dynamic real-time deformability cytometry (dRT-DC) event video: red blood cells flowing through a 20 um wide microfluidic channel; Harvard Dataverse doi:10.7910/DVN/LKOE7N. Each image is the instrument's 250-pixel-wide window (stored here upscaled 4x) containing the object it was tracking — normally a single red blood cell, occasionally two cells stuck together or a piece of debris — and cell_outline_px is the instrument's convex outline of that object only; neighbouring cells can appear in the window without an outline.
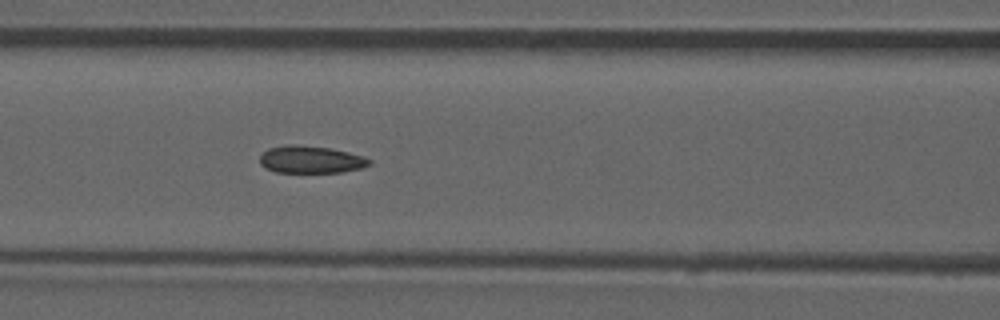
{"species": "common noctule bat (a hibernating species)", "species_latin": "Nyctalus noctula", "temperature_condition": "room temperature", "stored_images_in_passage": 33, "camera_frame_rate_fps": 3000, "um_per_image_px": 0.085, "animal": {"sex": "male", "forearm_length_mm": 52.5}, "frame": {"image": 1, "passage_image": 10, "time_ms": 3.0, "image_size_px": [1000, 320], "cell_outline_px": [[372, 164], [360, 168], [340, 172], [276, 172], [264, 168], [260, 164], [260, 156], [268, 148], [288, 144], [292, 144], [332, 148], [364, 156], [372, 160]], "centroid_in_image_um": [26.42, 13.55], "position_along_channel_um": 140.2, "area_um2": 17.51}, "authors_computed_cell_mechanics": {"area_um2": 17.6868, "velocity_mm_per_s": 3.8765, "shape_relaxation_time_tau1_ms": null, "shape_relaxation_time_tau2_ms": 2.2917, "deformation_change_tau1": null, "deformation_change_tau2": 0.0833}}